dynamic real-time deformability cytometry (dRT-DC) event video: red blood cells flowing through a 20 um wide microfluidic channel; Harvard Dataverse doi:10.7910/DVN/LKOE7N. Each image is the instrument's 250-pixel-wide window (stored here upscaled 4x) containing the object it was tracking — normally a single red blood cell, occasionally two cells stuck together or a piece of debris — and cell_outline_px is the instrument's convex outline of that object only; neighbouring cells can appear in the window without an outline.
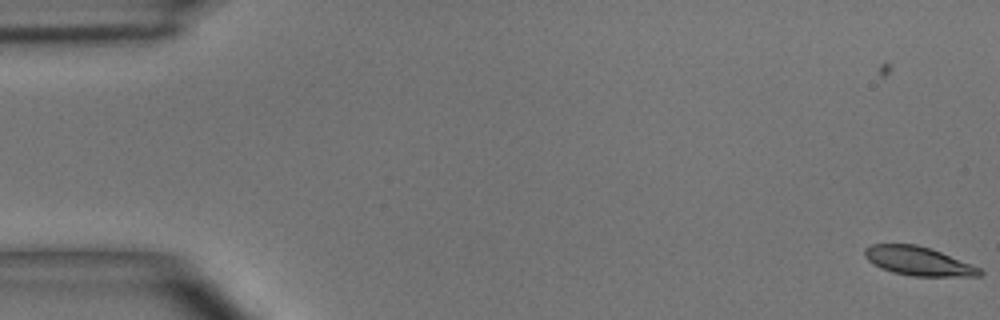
{"species": "common noctule bat (a hibernating species)", "species_latin": "Nyctalus noctula", "temperature_condition": "room temperature", "stored_images_in_passage": 6, "camera_frame_rate_fps": 3000, "um_per_image_px": 0.085, "animal": {"sex": "male", "body_mass_g": 15.6}, "frame": {"image": 1, "passage_image": 2, "time_ms": 1.333, "image_size_px": [1000, 320], "cell_outline_px": [[984, 272], [980, 276], [912, 276], [892, 272], [880, 268], [872, 264], [864, 256], [864, 248], [872, 244], [916, 244], [932, 248], [972, 264], [980, 268]], "centroid_in_image_um": [78.05, 22.19], "position_along_channel_um": 6.9, "area_um2": 19.54}}
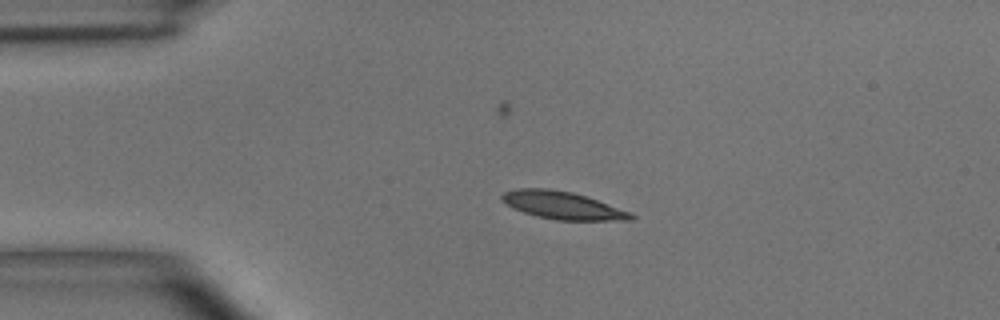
{"frame": {"image": 2, "passage_image": 5, "time_ms": 5.0, "image_size_px": [1000, 320], "cell_outline_px": [[636, 216], [632, 220], [556, 220], [536, 216], [512, 208], [500, 200], [500, 196], [504, 192], [516, 188], [548, 188], [572, 192], [632, 212]], "centroid_in_image_um": [47.78, 17.45], "position_along_channel_um": 37.2, "area_um2": 20.81}}